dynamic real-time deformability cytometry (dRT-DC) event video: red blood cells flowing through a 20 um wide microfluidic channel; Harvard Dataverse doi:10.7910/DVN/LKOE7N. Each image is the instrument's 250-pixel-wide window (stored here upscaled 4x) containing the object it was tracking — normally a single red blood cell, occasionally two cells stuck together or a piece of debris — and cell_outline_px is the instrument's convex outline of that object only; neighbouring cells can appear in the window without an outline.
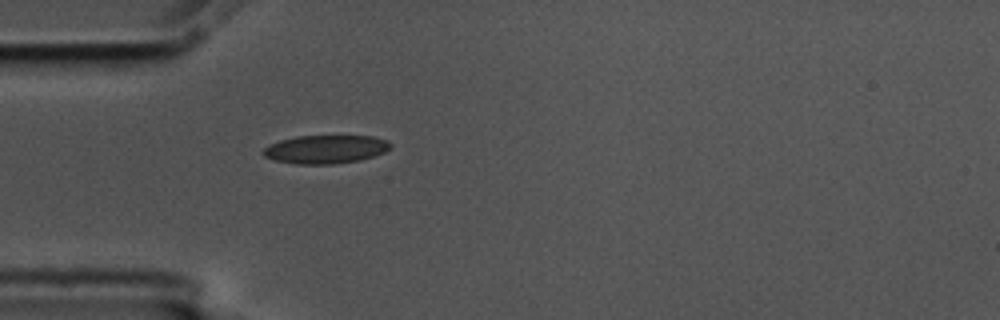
{"species": "common noctule bat (a hibernating species)", "species_latin": "Nyctalus noctula", "temperature_condition": "cold", "stored_images_in_passage": 27, "camera_frame_rate_fps": 3000, "um_per_image_px": 0.085, "animal": {"sex": "male", "body_mass_g": 17.5, "forearm_length_mm": 52.3}, "frame": {"image": 1, "passage_image": 1, "time_ms": 0.0, "image_size_px": [1000, 320], "cell_outline_px": [[392, 148], [384, 152], [360, 160], [332, 164], [296, 164], [272, 160], [264, 156], [260, 152], [268, 144], [280, 140], [296, 136], [372, 136], [388, 140], [392, 144]], "centroid_in_image_um": [27.65, 12.69], "position_along_channel_um": 57.4, "area_um2": 21.27}}
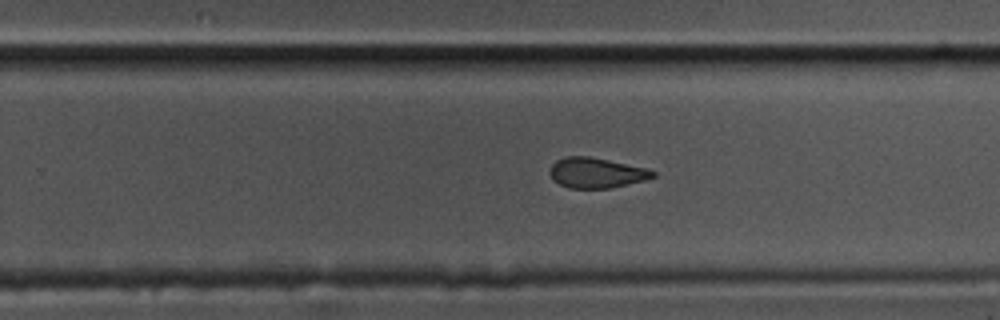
{"frame": {"image": 2, "passage_image": 16, "time_ms": 5.0, "image_size_px": [1000, 320], "cell_outline_px": [[656, 176], [644, 180], [612, 188], [568, 188], [552, 180], [548, 172], [552, 164], [556, 160], [568, 156], [588, 156], [648, 168], [656, 172]], "centroid_in_image_um": [50.67, 14.69], "position_along_channel_um": 279.1, "area_um2": 18.26}}